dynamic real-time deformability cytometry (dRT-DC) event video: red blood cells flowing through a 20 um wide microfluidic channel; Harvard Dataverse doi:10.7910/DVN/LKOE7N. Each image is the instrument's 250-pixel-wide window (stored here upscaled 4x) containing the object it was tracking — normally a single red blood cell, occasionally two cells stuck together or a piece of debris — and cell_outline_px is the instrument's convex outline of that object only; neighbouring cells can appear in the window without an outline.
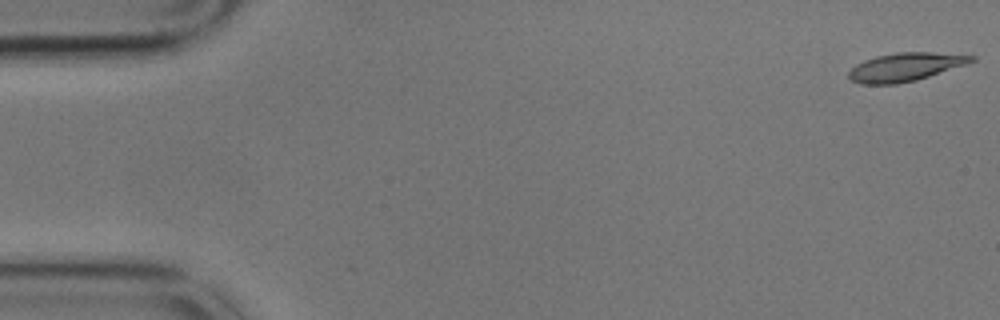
{"species": "common noctule bat (a hibernating species)", "species_latin": "Nyctalus noctula", "temperature_condition": "cold", "stored_images_in_passage": 58, "camera_frame_rate_fps": 3000, "um_per_image_px": 0.085, "animal": {"sex": "male", "body_mass_g": 17.9}, "frame": {"image": 1, "passage_image": 1, "time_ms": 0.0, "image_size_px": [1000, 320], "cell_outline_px": [[976, 60], [968, 64], [916, 80], [896, 84], [860, 84], [852, 80], [848, 76], [848, 72], [856, 64], [864, 60], [876, 56], [896, 52], [932, 52], [976, 56]], "centroid_in_image_um": [76.96, 5.69], "position_along_channel_um": 8.0, "area_um2": 20.29}}
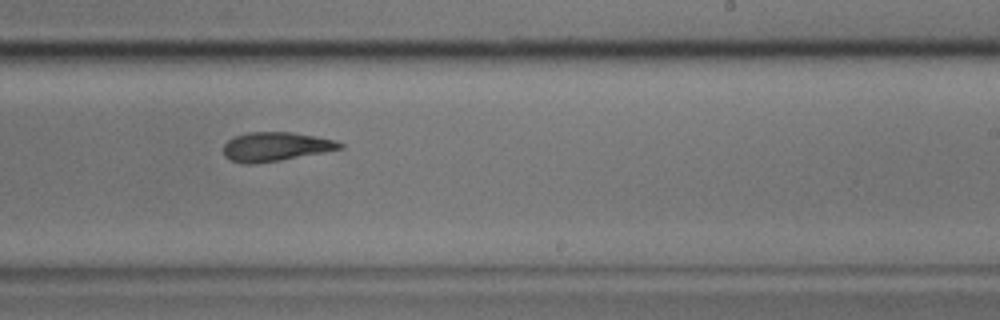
{"frame": {"image": 2, "passage_image": 35, "time_ms": 11.333, "image_size_px": [1000, 320], "cell_outline_px": [[344, 148], [280, 160], [256, 164], [244, 164], [232, 160], [224, 156], [224, 144], [228, 140], [236, 136], [248, 132], [292, 132], [316, 136], [336, 140], [344, 144]], "centroid_in_image_um": [23.44, 12.46], "position_along_channel_um": 265.6, "area_um2": 19.65}}
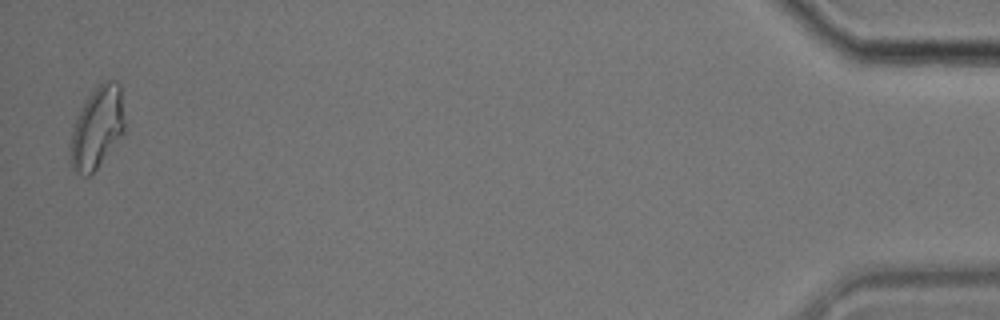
{"frame": {"image": 3, "passage_image": 57, "time_ms": 18.667, "image_size_px": [1000, 320], "cell_outline_px": [[124, 132], [96, 168], [88, 176], [84, 176], [76, 172], [72, 168], [68, 160], [72, 132], [76, 120], [88, 96], [104, 80], [116, 80], [120, 84], [124, 120]], "centroid_in_image_um": [8.24, 10.86], "position_along_channel_um": 427.0, "area_um2": 25.43}, "authors_computed_cell_mechanics": {"area_um2": 20.4034, "velocity_mm_per_s": 3.422, "shape_relaxation_time_tau1_ms": 10.9818, "shape_relaxation_time_tau2_ms": 2.0197, "deformation_change_tau1": 0.2645, "deformation_change_tau2": 0.089}}